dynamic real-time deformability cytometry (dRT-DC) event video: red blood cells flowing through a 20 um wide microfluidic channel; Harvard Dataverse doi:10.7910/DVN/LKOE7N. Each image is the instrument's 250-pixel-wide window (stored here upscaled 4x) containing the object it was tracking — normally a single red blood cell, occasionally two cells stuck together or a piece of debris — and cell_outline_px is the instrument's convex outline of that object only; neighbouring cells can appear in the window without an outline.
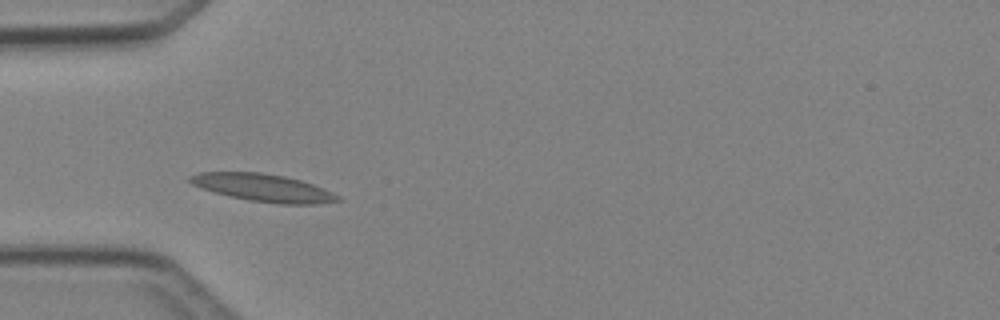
{"species": "Egyptian fruit bat (a non-hibernating species)", "species_latin": "Rousettus aegyptiacus", "temperature_condition": "cold", "stored_images_in_passage": 2, "camera_frame_rate_fps": 3000, "um_per_image_px": 0.085, "animal": {"sex": "female"}, "frame": {"image": 1, "passage_image": 2, "time_ms": 1.0, "image_size_px": [1000, 320], "cell_outline_px": [[344, 200], [320, 204], [280, 204], [248, 200], [216, 192], [192, 184], [188, 180], [188, 176], [200, 172], [260, 172], [284, 176], [300, 180], [324, 188], [340, 196]], "centroid_in_image_um": [22.44, 15.96], "position_along_channel_um": 62.6, "area_um2": 23.64}}